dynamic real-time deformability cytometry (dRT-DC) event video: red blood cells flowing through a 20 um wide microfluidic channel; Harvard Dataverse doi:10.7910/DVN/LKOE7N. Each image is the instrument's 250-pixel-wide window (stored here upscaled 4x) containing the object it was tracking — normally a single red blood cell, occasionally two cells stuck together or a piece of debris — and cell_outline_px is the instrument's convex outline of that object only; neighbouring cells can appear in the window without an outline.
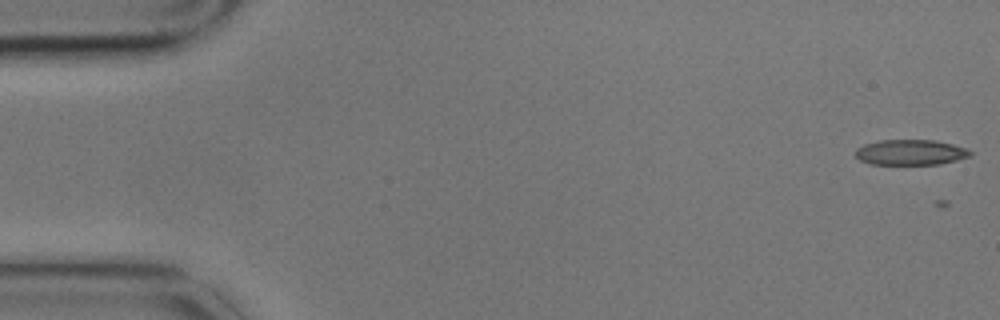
{"species": "common noctule bat (a hibernating species)", "species_latin": "Nyctalus noctula", "temperature_condition": "cold", "stored_images_in_passage": 6, "camera_frame_rate_fps": 3000, "um_per_image_px": 0.085, "animal": {"sex": "male", "body_mass_g": 17.9}, "frame": {"image": 1, "passage_image": 1, "time_ms": 0.0, "image_size_px": [1000, 320], "cell_outline_px": [[972, 156], [940, 164], [872, 164], [860, 160], [856, 156], [856, 148], [864, 144], [880, 140], [932, 140], [952, 144], [968, 148], [972, 152]], "centroid_in_image_um": [77.42, 12.94], "position_along_channel_um": 7.6, "area_um2": 16.99}}